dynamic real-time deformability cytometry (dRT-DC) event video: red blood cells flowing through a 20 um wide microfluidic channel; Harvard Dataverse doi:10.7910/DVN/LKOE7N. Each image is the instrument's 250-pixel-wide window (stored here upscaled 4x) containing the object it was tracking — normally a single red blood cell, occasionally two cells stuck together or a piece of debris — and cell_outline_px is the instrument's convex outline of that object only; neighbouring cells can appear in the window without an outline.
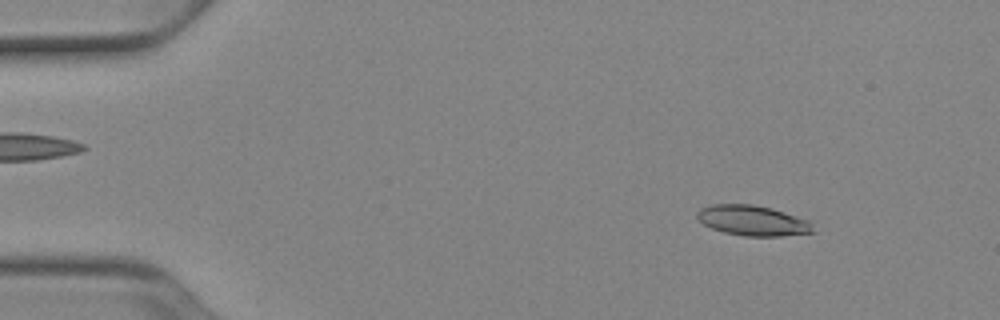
{"species": "Egyptian fruit bat (a non-hibernating species)", "species_latin": "Rousettus aegyptiacus", "temperature_condition": "cold", "stored_images_in_passage": 52, "camera_frame_rate_fps": 3000, "um_per_image_px": 0.085, "animal": {"sex": "female"}, "frame": {"image": 1, "passage_image": 6, "time_ms": 1.667, "image_size_px": [1000, 320], "cell_outline_px": [[816, 232], [780, 236], [744, 236], [724, 232], [712, 228], [704, 224], [696, 216], [696, 212], [700, 208], [712, 204], [752, 204], [772, 208], [808, 220], [812, 224]], "centroid_in_image_um": [63.98, 18.74], "position_along_channel_um": 21.0, "area_um2": 20.46}}
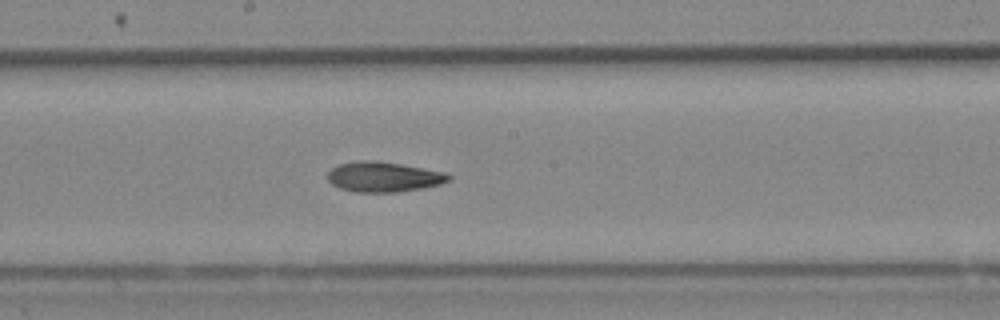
{"frame": {"image": 2, "passage_image": 28, "time_ms": 9.0, "image_size_px": [1000, 320], "cell_outline_px": [[452, 180], [440, 184], [424, 188], [396, 192], [356, 192], [340, 188], [332, 184], [328, 180], [328, 172], [332, 168], [340, 164], [360, 160], [376, 160], [448, 172], [452, 176]], "centroid_in_image_um": [32.66, 15.03], "position_along_channel_um": 215.5, "area_um2": 21.39}}
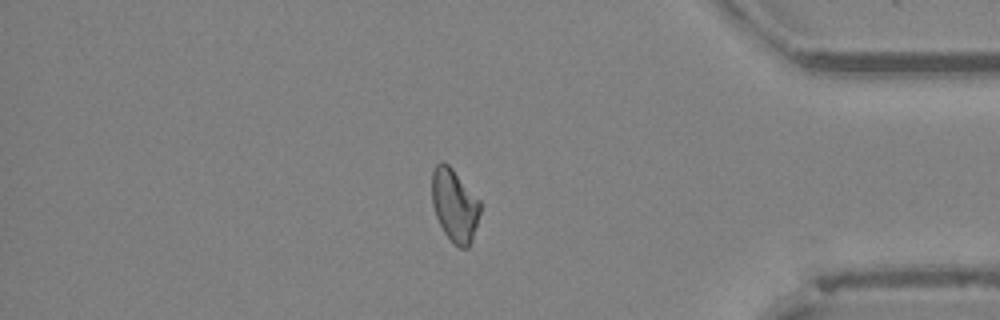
{"frame": {"image": 3, "passage_image": 44, "time_ms": 14.333, "image_size_px": [1000, 320], "cell_outline_px": [[480, 212], [472, 240], [468, 248], [460, 248], [444, 232], [436, 216], [432, 204], [432, 172], [436, 164], [440, 160], [448, 164], [452, 168], [480, 200]], "centroid_in_image_um": [38.63, 17.42], "position_along_channel_um": 396.6, "area_um2": 20.29}, "authors_computed_cell_mechanics": {"area_um2": 20.8658, "velocity_mm_per_s": 3.903, "shape_relaxation_time_tau1_ms": null, "shape_relaxation_time_tau2_ms": 3.6888, "deformation_change_tau1": null, "deformation_change_tau2": 0.1166}}